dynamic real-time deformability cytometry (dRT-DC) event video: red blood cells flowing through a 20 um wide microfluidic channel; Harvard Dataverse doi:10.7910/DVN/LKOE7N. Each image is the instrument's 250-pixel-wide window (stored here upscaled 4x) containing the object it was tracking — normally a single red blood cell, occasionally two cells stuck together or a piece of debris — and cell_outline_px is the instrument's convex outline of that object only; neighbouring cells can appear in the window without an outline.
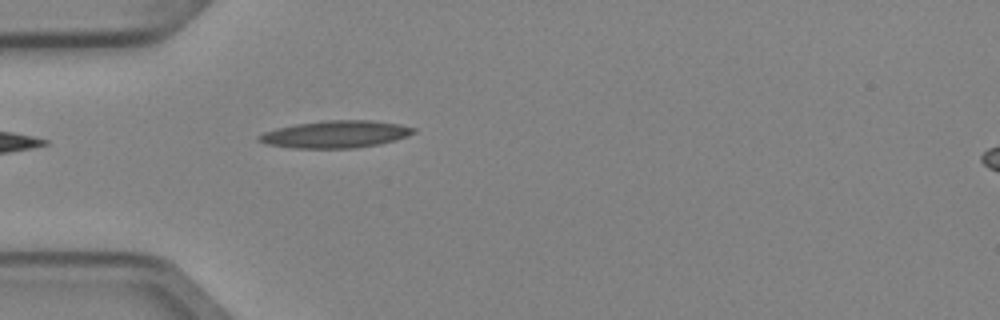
{"species": "Egyptian fruit bat (a non-hibernating species)", "species_latin": "Rousettus aegyptiacus", "temperature_condition": "cold", "stored_images_in_passage": 1, "camera_frame_rate_fps": 3000, "um_per_image_px": 0.085, "animal": {"sex": "female"}, "frame": {"image": 1, "passage_image": 1, "time_ms": 0.0, "image_size_px": [1000, 320], "cell_outline_px": [[416, 132], [408, 136], [396, 140], [380, 144], [356, 148], [292, 148], [268, 144], [256, 140], [256, 136], [264, 132], [276, 128], [296, 124], [324, 120], [372, 120], [400, 124], [416, 128]], "centroid_in_image_um": [28.54, 11.41], "position_along_channel_um": 56.5, "area_um2": 24.74}}